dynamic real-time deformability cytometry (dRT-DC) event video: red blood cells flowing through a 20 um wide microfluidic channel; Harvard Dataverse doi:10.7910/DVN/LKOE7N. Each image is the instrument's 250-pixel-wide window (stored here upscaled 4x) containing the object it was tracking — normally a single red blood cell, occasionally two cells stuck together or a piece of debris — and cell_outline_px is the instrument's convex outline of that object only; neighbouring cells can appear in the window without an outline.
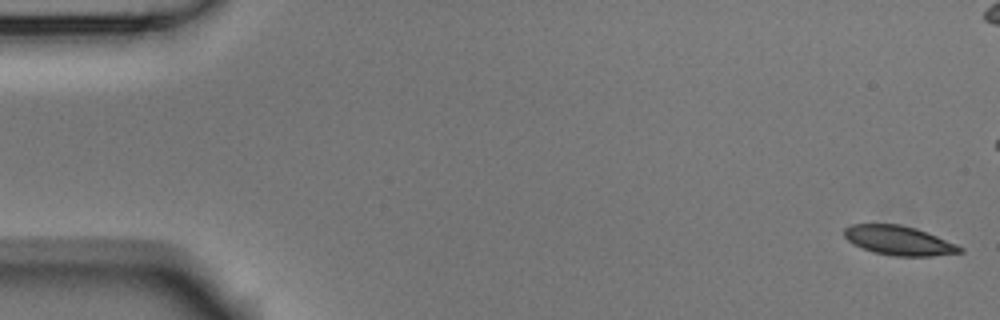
{"species": "Egyptian fruit bat (a non-hibernating species)", "species_latin": "Rousettus aegyptiacus", "temperature_condition": "room temperature", "stored_images_in_passage": 16, "camera_frame_rate_fps": 3000, "um_per_image_px": 0.085, "animal": {"sex": "male"}, "frame": {"image": 1, "passage_image": 1, "time_ms": 0.0, "image_size_px": [1000, 320], "cell_outline_px": [[964, 252], [932, 256], [892, 256], [872, 252], [848, 240], [844, 236], [844, 228], [852, 224], [900, 224], [916, 228], [956, 244], [964, 248]], "centroid_in_image_um": [76.42, 20.44], "position_along_channel_um": 8.6, "area_um2": 19.65}}